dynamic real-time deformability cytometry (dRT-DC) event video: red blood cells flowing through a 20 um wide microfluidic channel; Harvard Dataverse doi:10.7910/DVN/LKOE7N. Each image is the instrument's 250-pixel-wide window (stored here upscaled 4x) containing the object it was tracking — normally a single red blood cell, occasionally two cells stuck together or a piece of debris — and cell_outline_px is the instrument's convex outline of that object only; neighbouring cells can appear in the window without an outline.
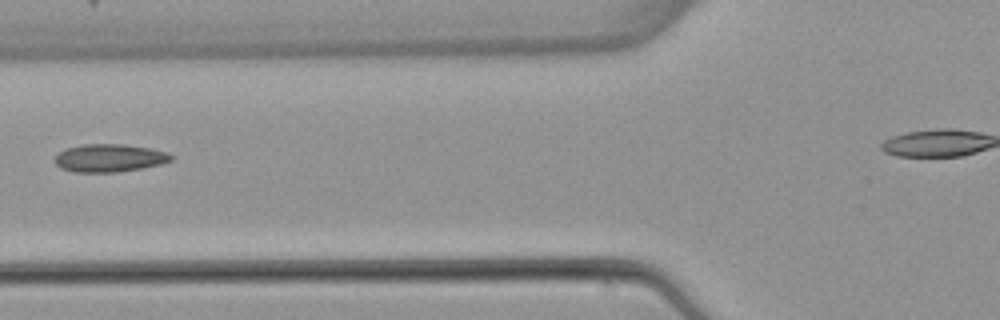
{"species": "common noctule bat (a hibernating species)", "species_latin": "Nyctalus noctula", "temperature_condition": "warm", "stored_images_in_passage": 3, "camera_frame_rate_fps": 3000, "um_per_image_px": 0.085, "animal": {"sex": "female", "body_mass_g": 22.7, "forearm_length_mm": 54.2}, "frame": {"image": 1, "passage_image": 3, "time_ms": 2.333, "image_size_px": [1000, 320], "cell_outline_px": [[172, 160], [160, 164], [144, 168], [116, 172], [72, 172], [60, 168], [56, 164], [56, 156], [60, 152], [68, 148], [84, 144], [124, 144], [152, 148], [168, 152], [172, 156]], "centroid_in_image_um": [9.33, 13.43], "position_along_channel_um": 116.5, "area_um2": 18.9}}